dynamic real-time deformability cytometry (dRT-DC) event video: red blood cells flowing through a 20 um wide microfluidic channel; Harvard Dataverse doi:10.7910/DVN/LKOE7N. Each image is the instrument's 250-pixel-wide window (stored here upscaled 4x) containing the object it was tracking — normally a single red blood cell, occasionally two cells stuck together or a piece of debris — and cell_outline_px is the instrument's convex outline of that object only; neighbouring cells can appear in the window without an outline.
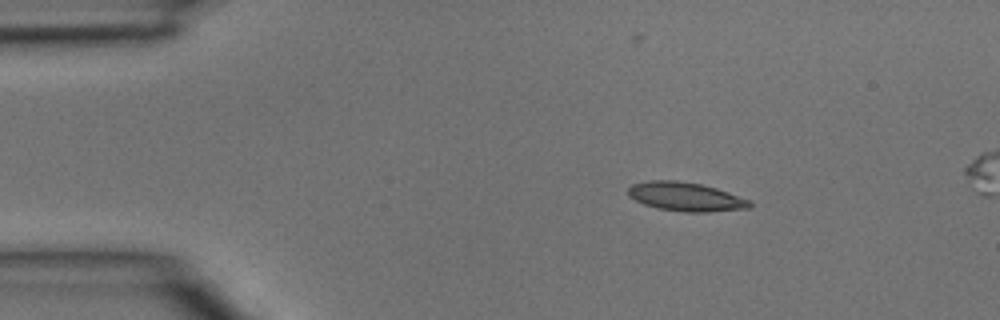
{"species": "common noctule bat (a hibernating species)", "species_latin": "Nyctalus noctula", "temperature_condition": "room temperature", "stored_images_in_passage": 4, "camera_frame_rate_fps": 3000, "um_per_image_px": 0.085, "animal": {"sex": "male", "body_mass_g": 15.6}, "frame": {"image": 1, "passage_image": 2, "time_ms": 0.333, "image_size_px": [1000, 320], "cell_outline_px": [[752, 204], [748, 208], [708, 212], [684, 212], [656, 208], [644, 204], [628, 196], [628, 188], [632, 184], [648, 180], [676, 180], [700, 184], [716, 188], [752, 200]], "centroid_in_image_um": [58.28, 16.72], "position_along_channel_um": 26.7, "area_um2": 20.52}}